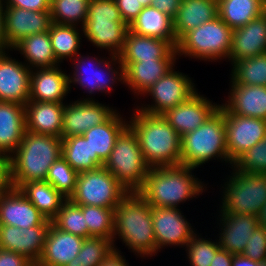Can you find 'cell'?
I'll return each mask as SVG.
<instances>
[{"label":"cell","instance_id":"cell-16","mask_svg":"<svg viewBox=\"0 0 266 266\" xmlns=\"http://www.w3.org/2000/svg\"><path fill=\"white\" fill-rule=\"evenodd\" d=\"M51 24L50 11H30L5 6L4 35L11 50L25 37L49 31Z\"/></svg>","mask_w":266,"mask_h":266},{"label":"cell","instance_id":"cell-13","mask_svg":"<svg viewBox=\"0 0 266 266\" xmlns=\"http://www.w3.org/2000/svg\"><path fill=\"white\" fill-rule=\"evenodd\" d=\"M183 213L178 208L151 207L156 252L167 246H186L196 234Z\"/></svg>","mask_w":266,"mask_h":266},{"label":"cell","instance_id":"cell-9","mask_svg":"<svg viewBox=\"0 0 266 266\" xmlns=\"http://www.w3.org/2000/svg\"><path fill=\"white\" fill-rule=\"evenodd\" d=\"M129 193L103 166L80 172L69 200L76 205L115 208Z\"/></svg>","mask_w":266,"mask_h":266},{"label":"cell","instance_id":"cell-4","mask_svg":"<svg viewBox=\"0 0 266 266\" xmlns=\"http://www.w3.org/2000/svg\"><path fill=\"white\" fill-rule=\"evenodd\" d=\"M131 117L128 126L136 134L150 168L180 165L181 136L162 115L134 109Z\"/></svg>","mask_w":266,"mask_h":266},{"label":"cell","instance_id":"cell-20","mask_svg":"<svg viewBox=\"0 0 266 266\" xmlns=\"http://www.w3.org/2000/svg\"><path fill=\"white\" fill-rule=\"evenodd\" d=\"M122 66L126 62L148 60H176L177 51L168 41L136 34L128 30L124 47L118 56Z\"/></svg>","mask_w":266,"mask_h":266},{"label":"cell","instance_id":"cell-37","mask_svg":"<svg viewBox=\"0 0 266 266\" xmlns=\"http://www.w3.org/2000/svg\"><path fill=\"white\" fill-rule=\"evenodd\" d=\"M62 157L78 173L95 170L100 167L92 159V149L83 135L62 139Z\"/></svg>","mask_w":266,"mask_h":266},{"label":"cell","instance_id":"cell-2","mask_svg":"<svg viewBox=\"0 0 266 266\" xmlns=\"http://www.w3.org/2000/svg\"><path fill=\"white\" fill-rule=\"evenodd\" d=\"M194 169L184 165L150 168L137 193L152 207L180 208V203L196 198L207 188L194 176Z\"/></svg>","mask_w":266,"mask_h":266},{"label":"cell","instance_id":"cell-29","mask_svg":"<svg viewBox=\"0 0 266 266\" xmlns=\"http://www.w3.org/2000/svg\"><path fill=\"white\" fill-rule=\"evenodd\" d=\"M26 132L24 105L0 101V152L8 158Z\"/></svg>","mask_w":266,"mask_h":266},{"label":"cell","instance_id":"cell-50","mask_svg":"<svg viewBox=\"0 0 266 266\" xmlns=\"http://www.w3.org/2000/svg\"><path fill=\"white\" fill-rule=\"evenodd\" d=\"M33 263L19 253L0 249V266H31Z\"/></svg>","mask_w":266,"mask_h":266},{"label":"cell","instance_id":"cell-12","mask_svg":"<svg viewBox=\"0 0 266 266\" xmlns=\"http://www.w3.org/2000/svg\"><path fill=\"white\" fill-rule=\"evenodd\" d=\"M225 135L230 165L259 141L266 137V120L242 117L228 112L222 105Z\"/></svg>","mask_w":266,"mask_h":266},{"label":"cell","instance_id":"cell-51","mask_svg":"<svg viewBox=\"0 0 266 266\" xmlns=\"http://www.w3.org/2000/svg\"><path fill=\"white\" fill-rule=\"evenodd\" d=\"M180 4L181 0H153L151 6L174 19Z\"/></svg>","mask_w":266,"mask_h":266},{"label":"cell","instance_id":"cell-40","mask_svg":"<svg viewBox=\"0 0 266 266\" xmlns=\"http://www.w3.org/2000/svg\"><path fill=\"white\" fill-rule=\"evenodd\" d=\"M88 226V237H103L113 241L114 209L92 205H79Z\"/></svg>","mask_w":266,"mask_h":266},{"label":"cell","instance_id":"cell-52","mask_svg":"<svg viewBox=\"0 0 266 266\" xmlns=\"http://www.w3.org/2000/svg\"><path fill=\"white\" fill-rule=\"evenodd\" d=\"M119 249H113L98 266H129L126 262L125 256H122Z\"/></svg>","mask_w":266,"mask_h":266},{"label":"cell","instance_id":"cell-53","mask_svg":"<svg viewBox=\"0 0 266 266\" xmlns=\"http://www.w3.org/2000/svg\"><path fill=\"white\" fill-rule=\"evenodd\" d=\"M233 256V253L219 249L213 256V261H211L210 266H232Z\"/></svg>","mask_w":266,"mask_h":266},{"label":"cell","instance_id":"cell-59","mask_svg":"<svg viewBox=\"0 0 266 266\" xmlns=\"http://www.w3.org/2000/svg\"><path fill=\"white\" fill-rule=\"evenodd\" d=\"M259 266H266V259L259 261Z\"/></svg>","mask_w":266,"mask_h":266},{"label":"cell","instance_id":"cell-1","mask_svg":"<svg viewBox=\"0 0 266 266\" xmlns=\"http://www.w3.org/2000/svg\"><path fill=\"white\" fill-rule=\"evenodd\" d=\"M62 156V138L26 131L18 148L7 158L8 186L19 189L46 179L51 165Z\"/></svg>","mask_w":266,"mask_h":266},{"label":"cell","instance_id":"cell-58","mask_svg":"<svg viewBox=\"0 0 266 266\" xmlns=\"http://www.w3.org/2000/svg\"><path fill=\"white\" fill-rule=\"evenodd\" d=\"M138 1L143 5V7H148L151 6L153 0H138Z\"/></svg>","mask_w":266,"mask_h":266},{"label":"cell","instance_id":"cell-35","mask_svg":"<svg viewBox=\"0 0 266 266\" xmlns=\"http://www.w3.org/2000/svg\"><path fill=\"white\" fill-rule=\"evenodd\" d=\"M218 16L232 29L243 27L264 13L263 0H217Z\"/></svg>","mask_w":266,"mask_h":266},{"label":"cell","instance_id":"cell-54","mask_svg":"<svg viewBox=\"0 0 266 266\" xmlns=\"http://www.w3.org/2000/svg\"><path fill=\"white\" fill-rule=\"evenodd\" d=\"M4 12L5 5L3 0H0V54L7 52V50H11L4 35Z\"/></svg>","mask_w":266,"mask_h":266},{"label":"cell","instance_id":"cell-31","mask_svg":"<svg viewBox=\"0 0 266 266\" xmlns=\"http://www.w3.org/2000/svg\"><path fill=\"white\" fill-rule=\"evenodd\" d=\"M218 16L217 0H181L173 29L179 41L187 32Z\"/></svg>","mask_w":266,"mask_h":266},{"label":"cell","instance_id":"cell-39","mask_svg":"<svg viewBox=\"0 0 266 266\" xmlns=\"http://www.w3.org/2000/svg\"><path fill=\"white\" fill-rule=\"evenodd\" d=\"M88 3L89 0H51L52 23L75 26L81 24L82 28L87 18Z\"/></svg>","mask_w":266,"mask_h":266},{"label":"cell","instance_id":"cell-57","mask_svg":"<svg viewBox=\"0 0 266 266\" xmlns=\"http://www.w3.org/2000/svg\"><path fill=\"white\" fill-rule=\"evenodd\" d=\"M259 219V225L266 226V203L264 204L263 208L261 209V212L258 216Z\"/></svg>","mask_w":266,"mask_h":266},{"label":"cell","instance_id":"cell-3","mask_svg":"<svg viewBox=\"0 0 266 266\" xmlns=\"http://www.w3.org/2000/svg\"><path fill=\"white\" fill-rule=\"evenodd\" d=\"M151 205L137 192H129L114 208L113 246L120 238L139 257L157 254Z\"/></svg>","mask_w":266,"mask_h":266},{"label":"cell","instance_id":"cell-19","mask_svg":"<svg viewBox=\"0 0 266 266\" xmlns=\"http://www.w3.org/2000/svg\"><path fill=\"white\" fill-rule=\"evenodd\" d=\"M31 69L5 52L0 54V101L25 105L30 96Z\"/></svg>","mask_w":266,"mask_h":266},{"label":"cell","instance_id":"cell-42","mask_svg":"<svg viewBox=\"0 0 266 266\" xmlns=\"http://www.w3.org/2000/svg\"><path fill=\"white\" fill-rule=\"evenodd\" d=\"M52 223L62 231L88 238V226L79 205L67 199L61 206Z\"/></svg>","mask_w":266,"mask_h":266},{"label":"cell","instance_id":"cell-17","mask_svg":"<svg viewBox=\"0 0 266 266\" xmlns=\"http://www.w3.org/2000/svg\"><path fill=\"white\" fill-rule=\"evenodd\" d=\"M219 105L198 94L197 91L187 101L168 109L162 116L182 137L201 126L219 108Z\"/></svg>","mask_w":266,"mask_h":266},{"label":"cell","instance_id":"cell-5","mask_svg":"<svg viewBox=\"0 0 266 266\" xmlns=\"http://www.w3.org/2000/svg\"><path fill=\"white\" fill-rule=\"evenodd\" d=\"M212 158L230 163L224 114L220 108L201 126L181 137L180 165L198 168Z\"/></svg>","mask_w":266,"mask_h":266},{"label":"cell","instance_id":"cell-15","mask_svg":"<svg viewBox=\"0 0 266 266\" xmlns=\"http://www.w3.org/2000/svg\"><path fill=\"white\" fill-rule=\"evenodd\" d=\"M51 222L19 189L7 186L0 190V225L29 228L50 226Z\"/></svg>","mask_w":266,"mask_h":266},{"label":"cell","instance_id":"cell-48","mask_svg":"<svg viewBox=\"0 0 266 266\" xmlns=\"http://www.w3.org/2000/svg\"><path fill=\"white\" fill-rule=\"evenodd\" d=\"M122 19L128 25L139 15L144 8L138 0H115Z\"/></svg>","mask_w":266,"mask_h":266},{"label":"cell","instance_id":"cell-43","mask_svg":"<svg viewBox=\"0 0 266 266\" xmlns=\"http://www.w3.org/2000/svg\"><path fill=\"white\" fill-rule=\"evenodd\" d=\"M78 172L61 156L49 168L47 181L65 198L69 199L74 193Z\"/></svg>","mask_w":266,"mask_h":266},{"label":"cell","instance_id":"cell-10","mask_svg":"<svg viewBox=\"0 0 266 266\" xmlns=\"http://www.w3.org/2000/svg\"><path fill=\"white\" fill-rule=\"evenodd\" d=\"M110 58H108V61L106 58L104 60V58L98 59L95 56L90 57L89 55L82 56L78 54L72 60L75 71H73L72 77L69 76L70 90L71 84H78L81 88L87 89L90 95L95 92L109 94L115 82L117 83L118 81L124 84V68L119 57L110 55ZM90 62L93 64H90ZM116 64H118L117 71L114 68Z\"/></svg>","mask_w":266,"mask_h":266},{"label":"cell","instance_id":"cell-60","mask_svg":"<svg viewBox=\"0 0 266 266\" xmlns=\"http://www.w3.org/2000/svg\"><path fill=\"white\" fill-rule=\"evenodd\" d=\"M264 11L266 12V0L264 1Z\"/></svg>","mask_w":266,"mask_h":266},{"label":"cell","instance_id":"cell-28","mask_svg":"<svg viewBox=\"0 0 266 266\" xmlns=\"http://www.w3.org/2000/svg\"><path fill=\"white\" fill-rule=\"evenodd\" d=\"M128 127V120L123 119L116 111L106 122L94 126L83 136L92 149V159L103 167L120 134Z\"/></svg>","mask_w":266,"mask_h":266},{"label":"cell","instance_id":"cell-30","mask_svg":"<svg viewBox=\"0 0 266 266\" xmlns=\"http://www.w3.org/2000/svg\"><path fill=\"white\" fill-rule=\"evenodd\" d=\"M176 60H148L126 62L124 84L136 95H142L157 80L166 75L176 64Z\"/></svg>","mask_w":266,"mask_h":266},{"label":"cell","instance_id":"cell-8","mask_svg":"<svg viewBox=\"0 0 266 266\" xmlns=\"http://www.w3.org/2000/svg\"><path fill=\"white\" fill-rule=\"evenodd\" d=\"M231 176L222 186V205L219 212L259 216L266 203V174L243 173L233 166Z\"/></svg>","mask_w":266,"mask_h":266},{"label":"cell","instance_id":"cell-11","mask_svg":"<svg viewBox=\"0 0 266 266\" xmlns=\"http://www.w3.org/2000/svg\"><path fill=\"white\" fill-rule=\"evenodd\" d=\"M196 92L191 78L182 72L175 71L173 67L142 94L151 96L153 104H142V107L137 106L135 109L153 115H162L168 109L187 101Z\"/></svg>","mask_w":266,"mask_h":266},{"label":"cell","instance_id":"cell-45","mask_svg":"<svg viewBox=\"0 0 266 266\" xmlns=\"http://www.w3.org/2000/svg\"><path fill=\"white\" fill-rule=\"evenodd\" d=\"M232 166L243 173L266 174V137L242 153Z\"/></svg>","mask_w":266,"mask_h":266},{"label":"cell","instance_id":"cell-7","mask_svg":"<svg viewBox=\"0 0 266 266\" xmlns=\"http://www.w3.org/2000/svg\"><path fill=\"white\" fill-rule=\"evenodd\" d=\"M233 30L217 16L187 32L176 47L177 55L204 61L229 59Z\"/></svg>","mask_w":266,"mask_h":266},{"label":"cell","instance_id":"cell-26","mask_svg":"<svg viewBox=\"0 0 266 266\" xmlns=\"http://www.w3.org/2000/svg\"><path fill=\"white\" fill-rule=\"evenodd\" d=\"M65 104L29 100L24 105L26 131L61 138Z\"/></svg>","mask_w":266,"mask_h":266},{"label":"cell","instance_id":"cell-23","mask_svg":"<svg viewBox=\"0 0 266 266\" xmlns=\"http://www.w3.org/2000/svg\"><path fill=\"white\" fill-rule=\"evenodd\" d=\"M263 53H266V12L233 30L228 61L232 64Z\"/></svg>","mask_w":266,"mask_h":266},{"label":"cell","instance_id":"cell-36","mask_svg":"<svg viewBox=\"0 0 266 266\" xmlns=\"http://www.w3.org/2000/svg\"><path fill=\"white\" fill-rule=\"evenodd\" d=\"M75 25H59L52 23L49 29L52 48L56 60L62 63L64 59L73 60L80 52V28Z\"/></svg>","mask_w":266,"mask_h":266},{"label":"cell","instance_id":"cell-44","mask_svg":"<svg viewBox=\"0 0 266 266\" xmlns=\"http://www.w3.org/2000/svg\"><path fill=\"white\" fill-rule=\"evenodd\" d=\"M190 266H210L213 256L220 249L219 242L200 238L195 234L185 246Z\"/></svg>","mask_w":266,"mask_h":266},{"label":"cell","instance_id":"cell-49","mask_svg":"<svg viewBox=\"0 0 266 266\" xmlns=\"http://www.w3.org/2000/svg\"><path fill=\"white\" fill-rule=\"evenodd\" d=\"M5 6L19 7L30 11H50L51 0H3Z\"/></svg>","mask_w":266,"mask_h":266},{"label":"cell","instance_id":"cell-33","mask_svg":"<svg viewBox=\"0 0 266 266\" xmlns=\"http://www.w3.org/2000/svg\"><path fill=\"white\" fill-rule=\"evenodd\" d=\"M13 49L24 56L26 59L24 64L31 70L55 67L60 64L54 55L49 31L27 36L18 42L11 51Z\"/></svg>","mask_w":266,"mask_h":266},{"label":"cell","instance_id":"cell-41","mask_svg":"<svg viewBox=\"0 0 266 266\" xmlns=\"http://www.w3.org/2000/svg\"><path fill=\"white\" fill-rule=\"evenodd\" d=\"M114 249L113 241L103 237L85 238L78 255L65 266H98Z\"/></svg>","mask_w":266,"mask_h":266},{"label":"cell","instance_id":"cell-46","mask_svg":"<svg viewBox=\"0 0 266 266\" xmlns=\"http://www.w3.org/2000/svg\"><path fill=\"white\" fill-rule=\"evenodd\" d=\"M86 20L124 22L115 0H89Z\"/></svg>","mask_w":266,"mask_h":266},{"label":"cell","instance_id":"cell-38","mask_svg":"<svg viewBox=\"0 0 266 266\" xmlns=\"http://www.w3.org/2000/svg\"><path fill=\"white\" fill-rule=\"evenodd\" d=\"M231 82L266 86V53L232 63Z\"/></svg>","mask_w":266,"mask_h":266},{"label":"cell","instance_id":"cell-6","mask_svg":"<svg viewBox=\"0 0 266 266\" xmlns=\"http://www.w3.org/2000/svg\"><path fill=\"white\" fill-rule=\"evenodd\" d=\"M104 167L129 192H137L142 187L150 166L144 159L136 134L129 126L117 138Z\"/></svg>","mask_w":266,"mask_h":266},{"label":"cell","instance_id":"cell-56","mask_svg":"<svg viewBox=\"0 0 266 266\" xmlns=\"http://www.w3.org/2000/svg\"><path fill=\"white\" fill-rule=\"evenodd\" d=\"M232 266H259V261L238 254L233 256Z\"/></svg>","mask_w":266,"mask_h":266},{"label":"cell","instance_id":"cell-18","mask_svg":"<svg viewBox=\"0 0 266 266\" xmlns=\"http://www.w3.org/2000/svg\"><path fill=\"white\" fill-rule=\"evenodd\" d=\"M49 226L19 228L0 225V249L13 251L37 264L45 245Z\"/></svg>","mask_w":266,"mask_h":266},{"label":"cell","instance_id":"cell-25","mask_svg":"<svg viewBox=\"0 0 266 266\" xmlns=\"http://www.w3.org/2000/svg\"><path fill=\"white\" fill-rule=\"evenodd\" d=\"M230 95L221 105L230 113L242 117L266 120V86L231 83Z\"/></svg>","mask_w":266,"mask_h":266},{"label":"cell","instance_id":"cell-21","mask_svg":"<svg viewBox=\"0 0 266 266\" xmlns=\"http://www.w3.org/2000/svg\"><path fill=\"white\" fill-rule=\"evenodd\" d=\"M35 68L30 74L29 100L38 102H63L70 91L69 75L61 67Z\"/></svg>","mask_w":266,"mask_h":266},{"label":"cell","instance_id":"cell-24","mask_svg":"<svg viewBox=\"0 0 266 266\" xmlns=\"http://www.w3.org/2000/svg\"><path fill=\"white\" fill-rule=\"evenodd\" d=\"M84 239L60 230L51 222L37 265L65 266L78 255Z\"/></svg>","mask_w":266,"mask_h":266},{"label":"cell","instance_id":"cell-55","mask_svg":"<svg viewBox=\"0 0 266 266\" xmlns=\"http://www.w3.org/2000/svg\"><path fill=\"white\" fill-rule=\"evenodd\" d=\"M8 186V162L7 158L0 152V190Z\"/></svg>","mask_w":266,"mask_h":266},{"label":"cell","instance_id":"cell-47","mask_svg":"<svg viewBox=\"0 0 266 266\" xmlns=\"http://www.w3.org/2000/svg\"><path fill=\"white\" fill-rule=\"evenodd\" d=\"M241 255L255 261L266 259V226L259 225L255 228Z\"/></svg>","mask_w":266,"mask_h":266},{"label":"cell","instance_id":"cell-14","mask_svg":"<svg viewBox=\"0 0 266 266\" xmlns=\"http://www.w3.org/2000/svg\"><path fill=\"white\" fill-rule=\"evenodd\" d=\"M94 98H83L65 105L61 138L83 135L90 128L106 122L116 109L95 101Z\"/></svg>","mask_w":266,"mask_h":266},{"label":"cell","instance_id":"cell-22","mask_svg":"<svg viewBox=\"0 0 266 266\" xmlns=\"http://www.w3.org/2000/svg\"><path fill=\"white\" fill-rule=\"evenodd\" d=\"M219 247L234 255L242 254L250 235L259 226L258 216L220 212Z\"/></svg>","mask_w":266,"mask_h":266},{"label":"cell","instance_id":"cell-34","mask_svg":"<svg viewBox=\"0 0 266 266\" xmlns=\"http://www.w3.org/2000/svg\"><path fill=\"white\" fill-rule=\"evenodd\" d=\"M19 190L50 221L67 200L45 180L27 182Z\"/></svg>","mask_w":266,"mask_h":266},{"label":"cell","instance_id":"cell-32","mask_svg":"<svg viewBox=\"0 0 266 266\" xmlns=\"http://www.w3.org/2000/svg\"><path fill=\"white\" fill-rule=\"evenodd\" d=\"M129 30L139 35L166 40L174 48L178 44L173 19L153 6L144 7L129 25Z\"/></svg>","mask_w":266,"mask_h":266},{"label":"cell","instance_id":"cell-27","mask_svg":"<svg viewBox=\"0 0 266 266\" xmlns=\"http://www.w3.org/2000/svg\"><path fill=\"white\" fill-rule=\"evenodd\" d=\"M92 45L107 49L111 56H119L125 43L129 25L113 20H86L81 28Z\"/></svg>","mask_w":266,"mask_h":266}]
</instances>
